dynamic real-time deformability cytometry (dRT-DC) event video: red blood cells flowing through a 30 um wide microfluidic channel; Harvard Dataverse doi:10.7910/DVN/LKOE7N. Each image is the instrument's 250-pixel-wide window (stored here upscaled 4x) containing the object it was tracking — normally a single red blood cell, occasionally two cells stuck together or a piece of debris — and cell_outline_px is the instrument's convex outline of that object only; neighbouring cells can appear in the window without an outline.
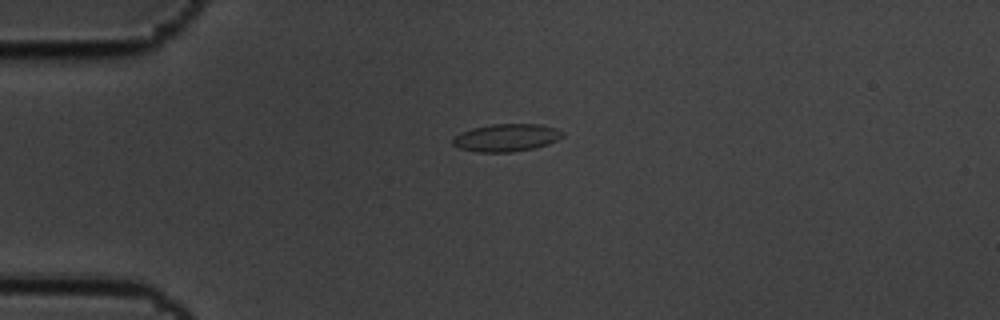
{"species": "common noctule bat (a hibernating species)", "species_latin": "Nyctalus noctula", "temperature_condition": "cold", "stored_images_in_passage": 45, "camera_frame_rate_fps": 3000, "um_per_image_px": 0.085, "animal": {"sex": "male", "body_mass_g": 19.5, "forearm_length_mm": 54.6}, "frame": {"image": 1, "passage_image": 1, "time_ms": 0.0, "image_size_px": [1000, 320], "cell_outline_px": [[564, 136], [548, 144], [536, 148], [512, 152], [476, 152], [460, 148], [452, 144], [452, 140], [460, 132], [472, 128], [492, 124], [540, 124], [556, 128], [564, 132]], "centroid_in_image_um": [43.06, 11.7], "position_along_channel_um": 41.9, "area_um2": 17.74}}
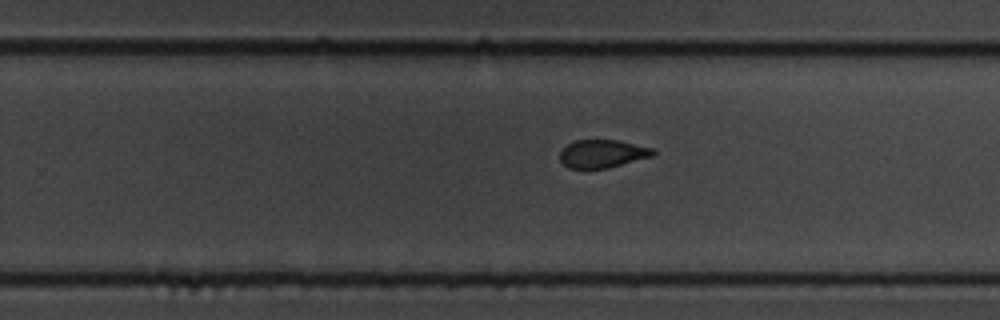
{"frame": {"image": 2, "passage_image": 24, "time_ms": 7.667, "image_size_px": [1000, 320], "cell_outline_px": [[656, 156], [608, 168], [568, 168], [560, 160], [560, 152], [568, 144], [576, 140], [620, 140], [656, 148]], "centroid_in_image_um": [51.3, 13.06], "position_along_channel_um": 278.5, "area_um2": 15.49}}
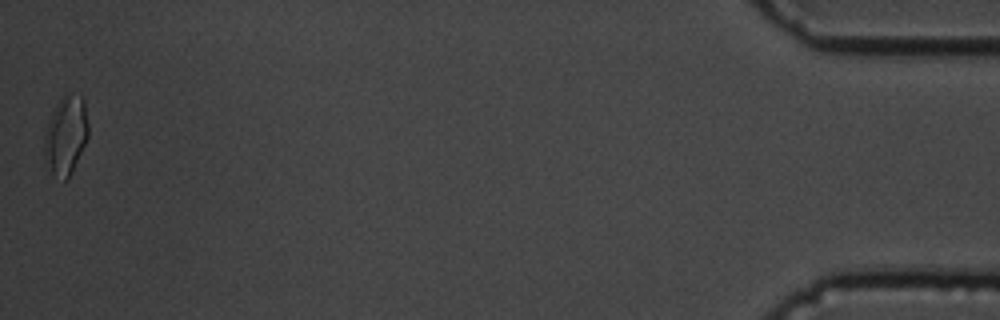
{"frame": {"image": 3, "passage_image": 45, "time_ms": 14.667, "image_size_px": [1000, 320], "cell_outline_px": [[88, 136], [72, 172], [68, 180], [64, 180], [52, 172], [44, 156], [44, 136], [48, 120], [60, 96], [80, 96], [84, 100], [88, 124]], "centroid_in_image_um": [5.59, 11.5], "position_along_channel_um": 429.6, "area_um2": 19.83}, "authors_computed_cell_mechanics": {"area_um2": 16.4152, "velocity_mm_per_s": 3.4301, "shape_relaxation_time_tau1_ms": 3.2131, "shape_relaxation_time_tau2_ms": 2.545, "deformation_change_tau1": 0.103, "deformation_change_tau2": 0.0664}}